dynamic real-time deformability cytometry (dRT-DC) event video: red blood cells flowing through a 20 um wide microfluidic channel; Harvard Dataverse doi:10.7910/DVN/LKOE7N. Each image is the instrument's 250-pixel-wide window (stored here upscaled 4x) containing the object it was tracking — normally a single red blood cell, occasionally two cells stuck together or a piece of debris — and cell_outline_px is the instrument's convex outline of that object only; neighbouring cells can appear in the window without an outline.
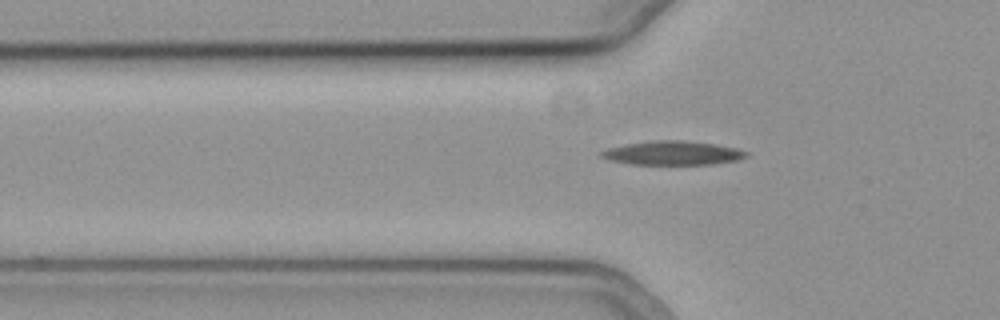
{"species": "common noctule bat (a hibernating species)", "species_latin": "Nyctalus noctula", "temperature_condition": "cold", "stored_images_in_passage": 42, "camera_frame_rate_fps": 3000, "um_per_image_px": 0.085, "animal": {"sex": "female", "body_mass_g": 19.3, "forearm_length_mm": 54.1}, "frame": {"image": 1, "passage_image": 10, "time_ms": 3.0, "image_size_px": [1000, 320], "cell_outline_px": [[748, 156], [736, 160], [712, 164], [632, 164], [608, 160], [600, 156], [600, 152], [608, 148], [628, 144], [656, 140], [684, 140], [712, 144], [736, 148], [748, 152]], "centroid_in_image_um": [57.17, 13.01], "position_along_channel_um": 68.6, "area_um2": 19.94}}
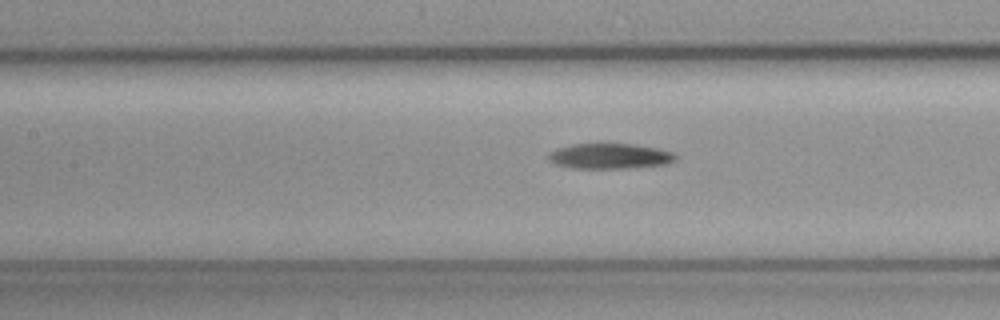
{"frame": {"image": 2, "passage_image": 17, "time_ms": 5.333, "image_size_px": [1000, 320], "cell_outline_px": [[676, 160], [668, 164], [628, 168], [572, 168], [556, 164], [548, 160], [548, 152], [556, 148], [572, 144], [632, 144], [656, 148], [672, 152], [676, 156]], "centroid_in_image_um": [51.81, 13.27], "position_along_channel_um": 155.6, "area_um2": 18.79}}
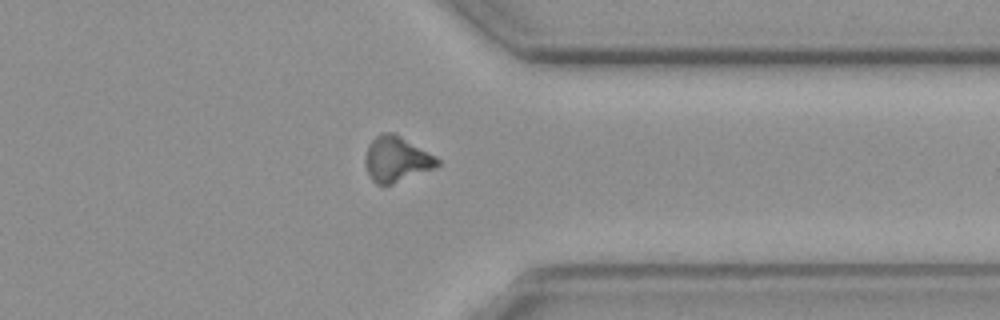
{"frame": {"image": 3, "passage_image": 35, "time_ms": 11.333, "image_size_px": [1000, 320], "cell_outline_px": [[440, 164], [436, 168], [384, 188], [376, 184], [368, 176], [364, 164], [364, 156], [368, 144], [380, 132], [392, 132], [400, 136], [436, 156], [440, 160]], "centroid_in_image_um": [33.67, 13.57], "position_along_channel_um": 377.7, "area_um2": 19.71}, "authors_computed_cell_mechanics": {"area_um2": 18.8139, "velocity_mm_per_s": 3.7673, "shape_relaxation_time_tau1_ms": 7.3331, "shape_relaxation_time_tau2_ms": null, "deformation_change_tau1": 0.1869, "deformation_change_tau2": null}}